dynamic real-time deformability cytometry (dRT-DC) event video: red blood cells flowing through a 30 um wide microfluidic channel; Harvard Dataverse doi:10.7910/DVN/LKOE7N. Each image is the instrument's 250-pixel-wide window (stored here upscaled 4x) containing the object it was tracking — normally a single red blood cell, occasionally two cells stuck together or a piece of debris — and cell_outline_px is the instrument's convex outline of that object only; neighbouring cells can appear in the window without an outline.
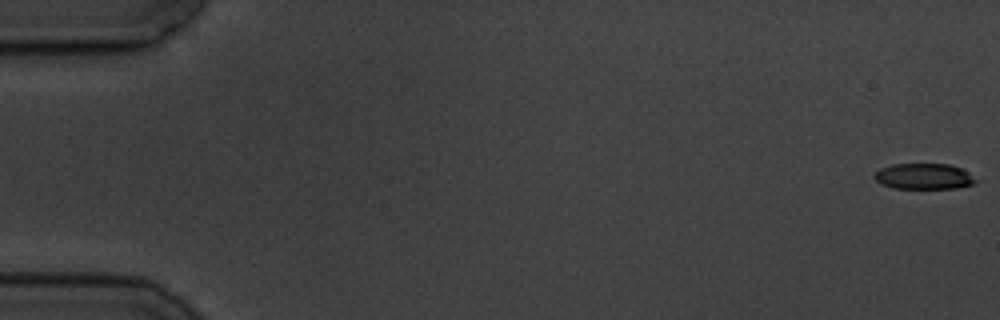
{"species": "common noctule bat (a hibernating species)", "species_latin": "Nyctalus noctula", "temperature_condition": "cold", "stored_images_in_passage": 6, "segment_of_instrument_passage": [1, 2], "camera_frame_rate_fps": 3000, "um_per_image_px": 0.085, "animal": {"sex": "male", "body_mass_g": 19.5, "forearm_length_mm": 54.6}, "frame": {"image": 1, "passage_image": 1, "time_ms": 0.0, "image_size_px": [1000, 320], "cell_outline_px": [[980, 180], [972, 184], [956, 188], [892, 188], [880, 184], [872, 176], [880, 168], [892, 164], [948, 164], [960, 168], [968, 172]], "centroid_in_image_um": [78.52, 14.99], "position_along_channel_um": 6.5, "area_um2": 15.32}}
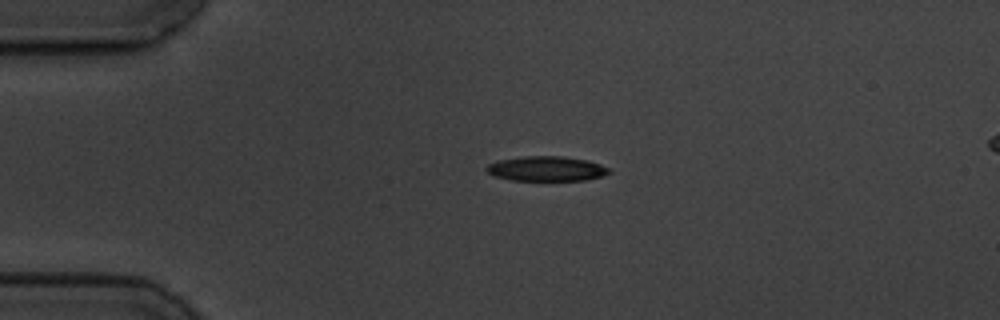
{"frame": {"image": 2, "passage_image": 4, "time_ms": 4.333, "image_size_px": [1000, 320], "cell_outline_px": [[612, 172], [604, 176], [584, 180], [512, 180], [496, 176], [488, 172], [484, 168], [488, 164], [500, 160], [524, 156], [564, 156], [588, 160], [600, 164], [608, 168]], "centroid_in_image_um": [46.49, 14.33], "position_along_channel_um": 38.5, "area_um2": 17.69}}